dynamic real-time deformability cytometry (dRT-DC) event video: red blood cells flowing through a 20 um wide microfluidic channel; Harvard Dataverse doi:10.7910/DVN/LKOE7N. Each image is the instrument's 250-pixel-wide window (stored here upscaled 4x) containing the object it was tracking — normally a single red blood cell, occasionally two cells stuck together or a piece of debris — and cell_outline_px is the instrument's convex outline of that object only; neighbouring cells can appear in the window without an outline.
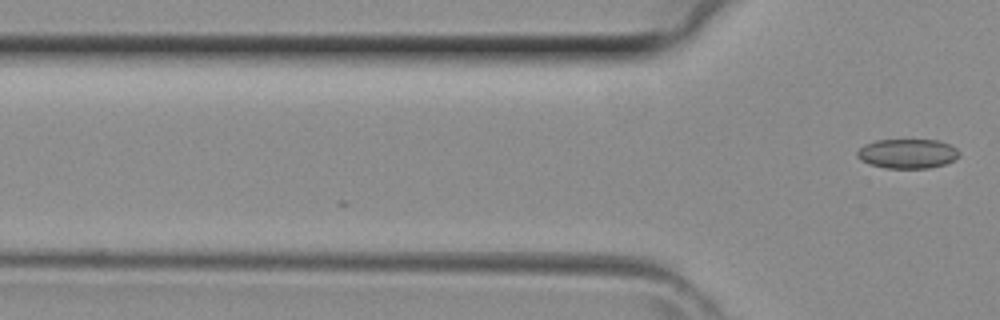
{"species": "common noctule bat (a hibernating species)", "species_latin": "Nyctalus noctula", "temperature_condition": "room temperature", "stored_images_in_passage": 8, "camera_frame_rate_fps": 3000, "um_per_image_px": 0.085, "animal": {"sex": "female", "body_mass_g": 29.2, "forearm_length_mm": 56.3}, "frame": {"image": 1, "passage_image": 8, "time_ms": 2.333, "image_size_px": [1000, 320], "cell_outline_px": [[960, 156], [956, 160], [944, 164], [928, 168], [884, 168], [868, 164], [860, 160], [856, 156], [856, 152], [864, 144], [876, 140], [940, 140], [956, 148], [960, 152]], "centroid_in_image_um": [77.13, 13.06], "position_along_channel_um": 48.7, "area_um2": 17.74}}